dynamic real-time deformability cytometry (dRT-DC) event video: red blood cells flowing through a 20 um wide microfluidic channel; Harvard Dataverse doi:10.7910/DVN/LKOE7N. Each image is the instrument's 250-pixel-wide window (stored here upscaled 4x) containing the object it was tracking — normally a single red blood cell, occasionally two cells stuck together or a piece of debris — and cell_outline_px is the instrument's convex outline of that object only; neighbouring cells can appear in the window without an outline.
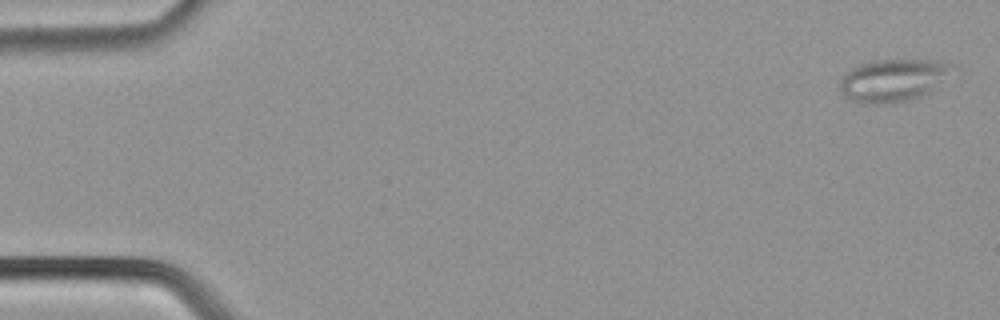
{"species": "common noctule bat (a hibernating species)", "species_latin": "Nyctalus noctula", "temperature_condition": "cold", "stored_images_in_passage": 49, "segment_of_instrument_passage": [1, 2], "camera_frame_rate_fps": 3000, "um_per_image_px": 0.085, "animal": {"sex": "male", "body_mass_g": 21.5, "forearm_length_mm": 52.0}, "frame": {"image": 1, "passage_image": 1, "time_ms": 0.0, "image_size_px": [1000, 320], "cell_outline_px": [[960, 76], [920, 96], [908, 100], [884, 104], [864, 104], [852, 100], [840, 88], [840, 80], [852, 68], [860, 64], [872, 60], [944, 60], [956, 64], [960, 68]], "centroid_in_image_um": [76.18, 6.79], "position_along_channel_um": 8.8, "area_um2": 28.96}}